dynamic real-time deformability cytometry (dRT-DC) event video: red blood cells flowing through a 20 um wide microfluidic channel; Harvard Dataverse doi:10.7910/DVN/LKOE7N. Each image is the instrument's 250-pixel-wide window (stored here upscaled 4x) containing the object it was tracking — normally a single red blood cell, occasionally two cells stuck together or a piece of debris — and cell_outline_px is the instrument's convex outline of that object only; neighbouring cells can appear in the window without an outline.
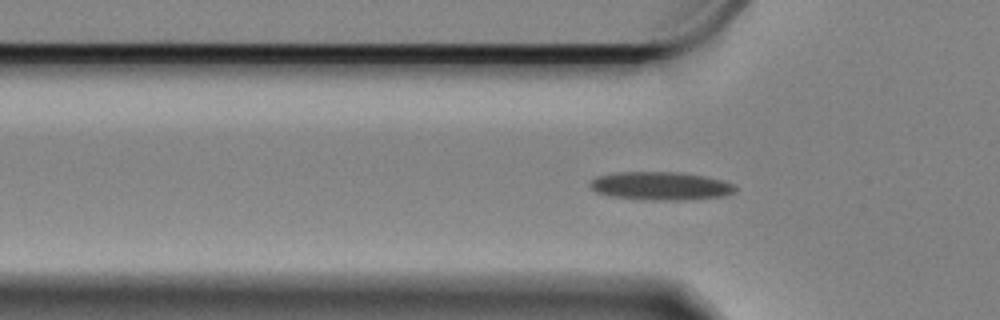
{"species": "Egyptian fruit bat (a non-hibernating species)", "species_latin": "Rousettus aegyptiacus", "temperature_condition": "cold", "stored_images_in_passage": 61, "camera_frame_rate_fps": 3000, "um_per_image_px": 0.085, "animal": {"sex": "female"}, "frame": {"image": 1, "passage_image": 18, "time_ms": 5.667, "image_size_px": [1000, 320], "cell_outline_px": [[736, 192], [724, 196], [692, 200], [640, 200], [608, 196], [596, 192], [588, 184], [596, 176], [616, 172], [676, 172], [704, 176], [720, 180], [732, 184], [736, 188]], "centroid_in_image_um": [56.12, 15.82], "position_along_channel_um": 69.7, "area_um2": 24.16}}
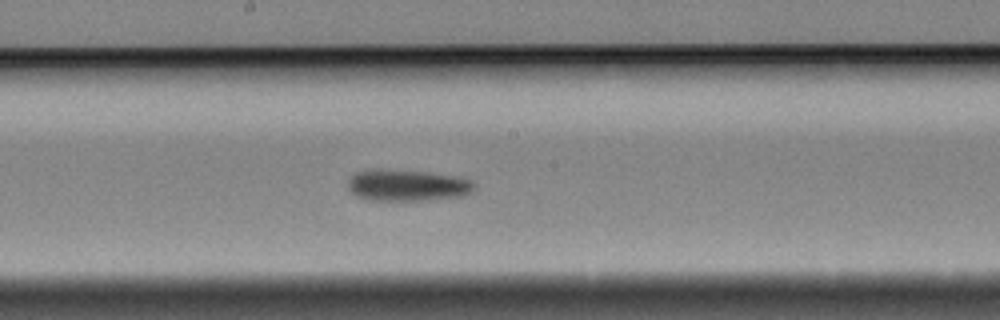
{"frame": {"image": 2, "passage_image": 31, "time_ms": 10.0, "image_size_px": [1000, 320], "cell_outline_px": [[476, 188], [472, 192], [464, 196], [420, 200], [368, 200], [356, 196], [348, 188], [348, 180], [356, 172], [372, 168], [380, 168], [428, 172], [452, 176], [472, 180], [476, 184]], "centroid_in_image_um": [34.61, 15.74], "position_along_channel_um": 213.6, "area_um2": 23.41}}
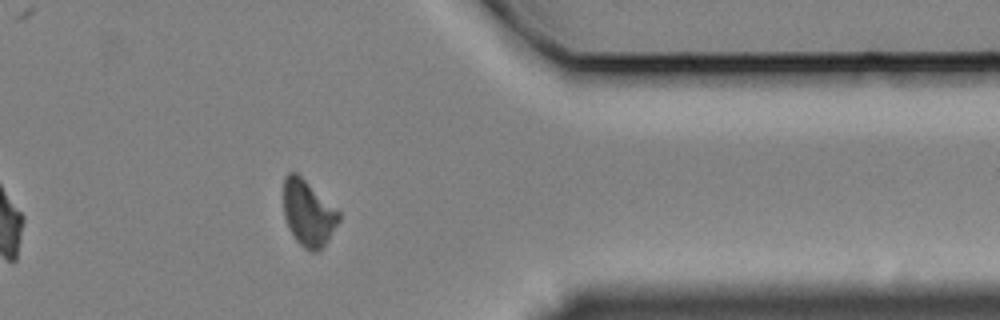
{"frame": {"image": 3, "passage_image": 48, "time_ms": 15.667, "image_size_px": [1000, 320], "cell_outline_px": [[340, 220], [328, 240], [316, 252], [308, 252], [296, 240], [288, 228], [284, 216], [284, 176], [288, 172], [296, 172], [340, 212]], "centroid_in_image_um": [26.19, 18.13], "position_along_channel_um": 385.2, "area_um2": 21.1}, "authors_computed_cell_mechanics": {"area_um2": 22.253, "velocity_mm_per_s": 3.3035, "shape_relaxation_time_tau1_ms": 3.0026, "shape_relaxation_time_tau2_ms": 7.1109, "deformation_change_tau1": 0.1183, "deformation_change_tau2": 0.1514}}